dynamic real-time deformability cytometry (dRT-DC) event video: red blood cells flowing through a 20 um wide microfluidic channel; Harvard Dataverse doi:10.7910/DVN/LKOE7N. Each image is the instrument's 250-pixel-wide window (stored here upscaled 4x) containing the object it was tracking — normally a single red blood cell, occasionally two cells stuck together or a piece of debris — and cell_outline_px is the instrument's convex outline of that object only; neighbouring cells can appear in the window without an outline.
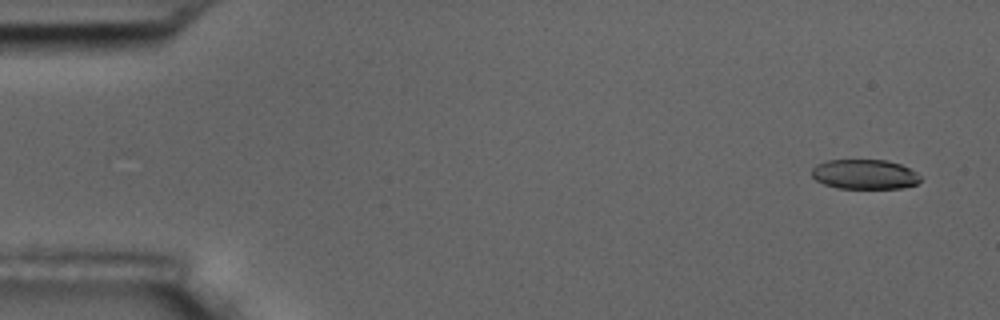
{"species": "common noctule bat (a hibernating species)", "species_latin": "Nyctalus noctula", "temperature_condition": "room temperature", "stored_images_in_passage": 5, "camera_frame_rate_fps": 3000, "um_per_image_px": 0.085, "animal": {"sex": "male", "body_mass_g": 17.5, "forearm_length_mm": 52.3}, "frame": {"image": 1, "passage_image": 1, "time_ms": 0.0, "image_size_px": [1000, 320], "cell_outline_px": [[920, 180], [916, 184], [904, 188], [836, 188], [824, 184], [816, 180], [812, 176], [812, 168], [816, 164], [828, 160], [888, 160], [900, 164], [916, 172], [920, 176]], "centroid_in_image_um": [73.48, 14.81], "position_along_channel_um": 11.5, "area_um2": 18.84}}
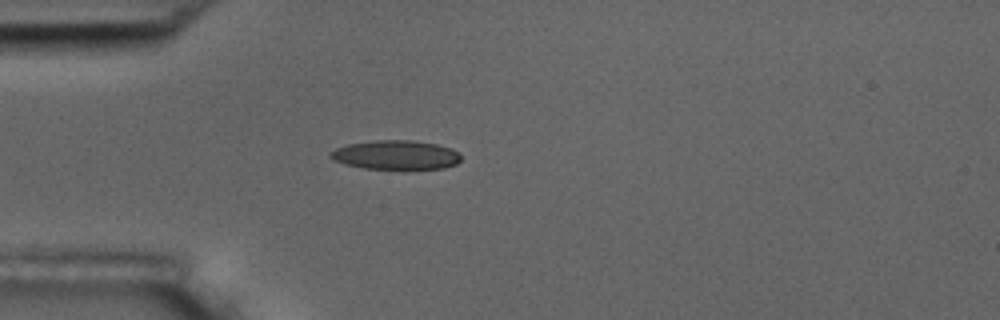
{"frame": {"image": 2, "passage_image": 5, "time_ms": 4.333, "image_size_px": [1000, 320], "cell_outline_px": [[460, 160], [456, 164], [444, 168], [364, 168], [344, 164], [332, 160], [328, 156], [336, 148], [348, 144], [376, 140], [412, 140], [436, 144], [452, 148], [460, 152]], "centroid_in_image_um": [33.65, 13.16], "position_along_channel_um": 51.3, "area_um2": 22.02}}